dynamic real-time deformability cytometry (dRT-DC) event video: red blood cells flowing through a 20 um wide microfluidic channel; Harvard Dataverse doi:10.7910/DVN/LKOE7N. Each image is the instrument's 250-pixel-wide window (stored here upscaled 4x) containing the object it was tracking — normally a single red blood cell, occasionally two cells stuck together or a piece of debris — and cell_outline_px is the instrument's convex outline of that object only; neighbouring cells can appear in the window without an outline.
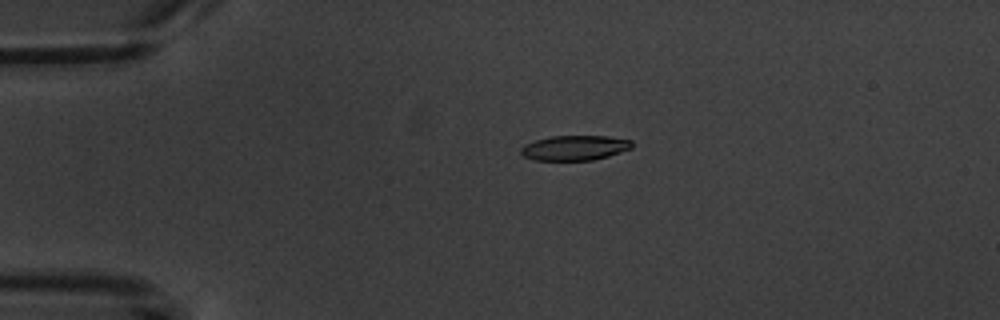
{"species": "common noctule bat (a hibernating species)", "species_latin": "Nyctalus noctula", "temperature_condition": "warm", "stored_images_in_passage": 4, "camera_frame_rate_fps": 3000, "um_per_image_px": 0.085, "animal": {"sex": "male", "body_mass_g": 20.1, "forearm_length_mm": 53.5}, "frame": {"image": 1, "passage_image": 3, "time_ms": 3.0, "image_size_px": [1000, 320], "cell_outline_px": [[632, 148], [608, 156], [592, 160], [532, 160], [524, 156], [520, 152], [520, 148], [524, 144], [548, 136], [608, 136], [632, 140]], "centroid_in_image_um": [48.83, 12.56], "position_along_channel_um": 36.2, "area_um2": 16.18}}